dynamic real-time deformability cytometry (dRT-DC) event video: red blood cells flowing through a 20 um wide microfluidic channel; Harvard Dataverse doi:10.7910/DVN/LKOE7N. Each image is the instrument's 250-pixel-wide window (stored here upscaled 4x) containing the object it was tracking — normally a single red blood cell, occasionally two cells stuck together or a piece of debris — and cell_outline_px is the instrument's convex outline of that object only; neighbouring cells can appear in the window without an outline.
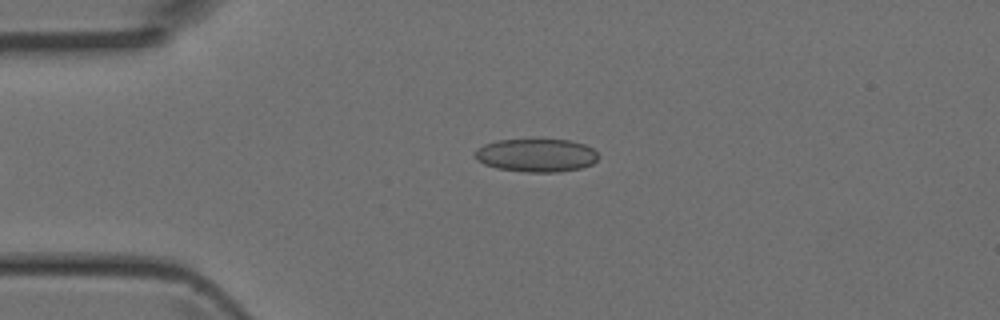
{"species": "Egyptian fruit bat (a non-hibernating species)", "species_latin": "Rousettus aegyptiacus", "temperature_condition": "room temperature", "stored_images_in_passage": 2, "camera_frame_rate_fps": 3000, "um_per_image_px": 0.085, "animal": {"sex": "female"}, "frame": {"image": 1, "passage_image": 2, "time_ms": 0.333, "image_size_px": [1000, 320], "cell_outline_px": [[600, 156], [592, 164], [580, 168], [560, 172], [524, 172], [496, 168], [484, 164], [476, 160], [472, 156], [472, 152], [476, 148], [484, 144], [496, 140], [568, 140], [584, 144], [592, 148]], "centroid_in_image_um": [45.53, 13.21], "position_along_channel_um": 39.5, "area_um2": 24.1}}